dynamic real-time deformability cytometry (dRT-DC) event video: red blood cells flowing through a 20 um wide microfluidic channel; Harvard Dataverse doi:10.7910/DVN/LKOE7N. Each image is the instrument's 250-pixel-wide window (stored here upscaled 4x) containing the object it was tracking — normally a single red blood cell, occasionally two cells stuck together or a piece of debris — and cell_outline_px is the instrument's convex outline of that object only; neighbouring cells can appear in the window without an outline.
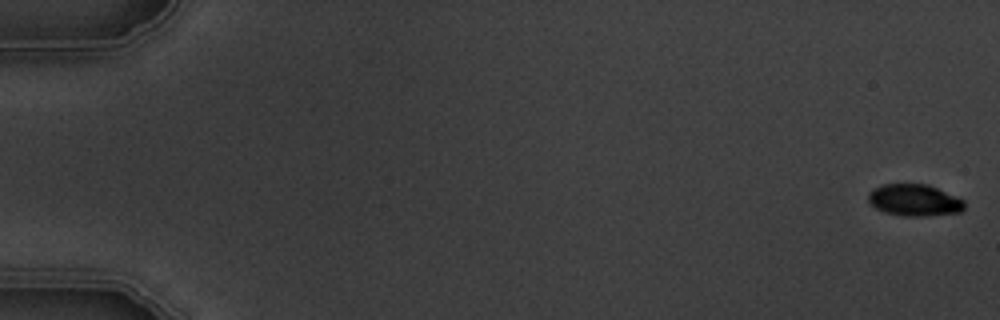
{"species": "common noctule bat (a hibernating species)", "species_latin": "Nyctalus noctula", "temperature_condition": "warm", "stored_images_in_passage": 6, "camera_frame_rate_fps": 3000, "um_per_image_px": 0.085, "animal": {"sex": "male", "body_mass_g": 19.5, "forearm_length_mm": 54.6}, "frame": {"image": 1, "passage_image": 1, "time_ms": 0.0, "image_size_px": [1000, 320], "cell_outline_px": [[964, 208], [960, 212], [924, 216], [904, 216], [884, 212], [876, 208], [868, 200], [868, 192], [872, 188], [884, 184], [928, 184], [956, 196], [964, 200]], "centroid_in_image_um": [77.71, 17.01], "position_along_channel_um": 7.3, "area_um2": 17.8}}